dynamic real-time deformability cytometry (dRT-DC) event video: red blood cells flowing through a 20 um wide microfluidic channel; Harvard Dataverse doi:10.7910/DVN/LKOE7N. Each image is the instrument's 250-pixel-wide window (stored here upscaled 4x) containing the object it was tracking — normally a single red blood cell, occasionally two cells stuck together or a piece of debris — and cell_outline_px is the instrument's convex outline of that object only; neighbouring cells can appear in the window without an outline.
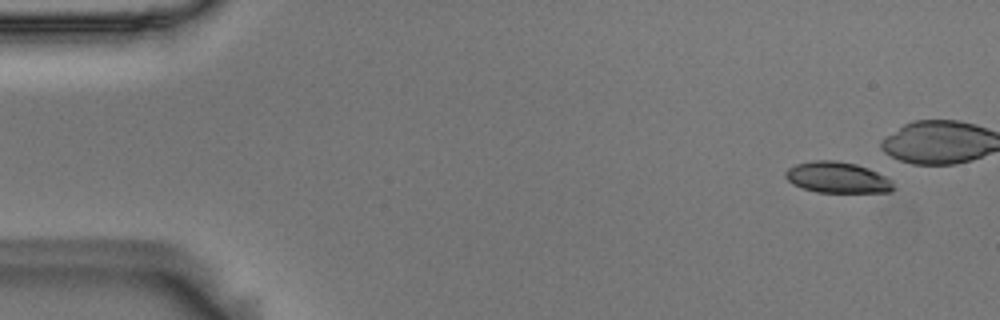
{"species": "Egyptian fruit bat (a non-hibernating species)", "species_latin": "Rousettus aegyptiacus", "temperature_condition": "room temperature", "stored_images_in_passage": 6, "camera_frame_rate_fps": 3000, "um_per_image_px": 0.085, "animal": {"sex": "male"}, "frame": {"image": 1, "passage_image": 1, "time_ms": 0.0, "image_size_px": [1000, 320], "cell_outline_px": [[896, 188], [892, 192], [816, 192], [792, 184], [784, 176], [784, 172], [788, 168], [796, 164], [812, 160], [836, 160], [856, 164], [868, 168], [892, 180]], "centroid_in_image_um": [71.18, 15.08], "position_along_channel_um": 13.8, "area_um2": 19.65}}